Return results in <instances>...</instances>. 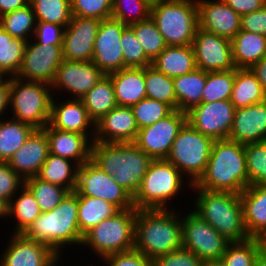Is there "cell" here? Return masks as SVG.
<instances>
[{"instance_id": "ab89813d", "label": "cell", "mask_w": 266, "mask_h": 266, "mask_svg": "<svg viewBox=\"0 0 266 266\" xmlns=\"http://www.w3.org/2000/svg\"><path fill=\"white\" fill-rule=\"evenodd\" d=\"M26 43L23 39L13 38L0 26V70L8 77L18 73Z\"/></svg>"}, {"instance_id": "836d02e7", "label": "cell", "mask_w": 266, "mask_h": 266, "mask_svg": "<svg viewBox=\"0 0 266 266\" xmlns=\"http://www.w3.org/2000/svg\"><path fill=\"white\" fill-rule=\"evenodd\" d=\"M89 118L98 122L111 109L118 106L111 78L104 75L82 98Z\"/></svg>"}, {"instance_id": "681fc988", "label": "cell", "mask_w": 266, "mask_h": 266, "mask_svg": "<svg viewBox=\"0 0 266 266\" xmlns=\"http://www.w3.org/2000/svg\"><path fill=\"white\" fill-rule=\"evenodd\" d=\"M120 45L122 46L124 68H144L152 64L134 31L129 26L122 32Z\"/></svg>"}, {"instance_id": "e0dca14e", "label": "cell", "mask_w": 266, "mask_h": 266, "mask_svg": "<svg viewBox=\"0 0 266 266\" xmlns=\"http://www.w3.org/2000/svg\"><path fill=\"white\" fill-rule=\"evenodd\" d=\"M127 25L121 21L103 19L95 38L92 62L105 74L124 69V58L120 40Z\"/></svg>"}, {"instance_id": "44dd1931", "label": "cell", "mask_w": 266, "mask_h": 266, "mask_svg": "<svg viewBox=\"0 0 266 266\" xmlns=\"http://www.w3.org/2000/svg\"><path fill=\"white\" fill-rule=\"evenodd\" d=\"M138 131L131 107L116 106L95 123L93 142H135Z\"/></svg>"}, {"instance_id": "4fadbf2b", "label": "cell", "mask_w": 266, "mask_h": 266, "mask_svg": "<svg viewBox=\"0 0 266 266\" xmlns=\"http://www.w3.org/2000/svg\"><path fill=\"white\" fill-rule=\"evenodd\" d=\"M62 46L39 44L30 39L26 43L22 63L15 77L51 85L58 67L64 60Z\"/></svg>"}, {"instance_id": "2e32d148", "label": "cell", "mask_w": 266, "mask_h": 266, "mask_svg": "<svg viewBox=\"0 0 266 266\" xmlns=\"http://www.w3.org/2000/svg\"><path fill=\"white\" fill-rule=\"evenodd\" d=\"M196 68L205 72L230 71L235 69L232 59L231 40L197 29L192 42Z\"/></svg>"}, {"instance_id": "7402d4cb", "label": "cell", "mask_w": 266, "mask_h": 266, "mask_svg": "<svg viewBox=\"0 0 266 266\" xmlns=\"http://www.w3.org/2000/svg\"><path fill=\"white\" fill-rule=\"evenodd\" d=\"M199 28L232 39L241 30V16L223 0H196Z\"/></svg>"}, {"instance_id": "d6986e66", "label": "cell", "mask_w": 266, "mask_h": 266, "mask_svg": "<svg viewBox=\"0 0 266 266\" xmlns=\"http://www.w3.org/2000/svg\"><path fill=\"white\" fill-rule=\"evenodd\" d=\"M104 75L92 61L64 59L56 71L51 89H53V95L61 88L69 92L70 99H81Z\"/></svg>"}, {"instance_id": "5b68a950", "label": "cell", "mask_w": 266, "mask_h": 266, "mask_svg": "<svg viewBox=\"0 0 266 266\" xmlns=\"http://www.w3.org/2000/svg\"><path fill=\"white\" fill-rule=\"evenodd\" d=\"M27 238L43 242L58 256L66 245H81L83 235L78 226V195L69 192L51 211L42 212L23 233Z\"/></svg>"}, {"instance_id": "7bdbcfd3", "label": "cell", "mask_w": 266, "mask_h": 266, "mask_svg": "<svg viewBox=\"0 0 266 266\" xmlns=\"http://www.w3.org/2000/svg\"><path fill=\"white\" fill-rule=\"evenodd\" d=\"M25 185L34 194L41 212L51 211L56 208L69 193L67 189L42 181L37 176L26 179Z\"/></svg>"}, {"instance_id": "f907efd6", "label": "cell", "mask_w": 266, "mask_h": 266, "mask_svg": "<svg viewBox=\"0 0 266 266\" xmlns=\"http://www.w3.org/2000/svg\"><path fill=\"white\" fill-rule=\"evenodd\" d=\"M72 16L108 19L112 16V0H70Z\"/></svg>"}, {"instance_id": "74e56055", "label": "cell", "mask_w": 266, "mask_h": 266, "mask_svg": "<svg viewBox=\"0 0 266 266\" xmlns=\"http://www.w3.org/2000/svg\"><path fill=\"white\" fill-rule=\"evenodd\" d=\"M37 20L32 6L6 13L0 17V26L13 38L29 41L34 36Z\"/></svg>"}, {"instance_id": "be15d7a7", "label": "cell", "mask_w": 266, "mask_h": 266, "mask_svg": "<svg viewBox=\"0 0 266 266\" xmlns=\"http://www.w3.org/2000/svg\"><path fill=\"white\" fill-rule=\"evenodd\" d=\"M8 208L9 204L0 198V218H5V216L8 218Z\"/></svg>"}, {"instance_id": "f35d334b", "label": "cell", "mask_w": 266, "mask_h": 266, "mask_svg": "<svg viewBox=\"0 0 266 266\" xmlns=\"http://www.w3.org/2000/svg\"><path fill=\"white\" fill-rule=\"evenodd\" d=\"M265 244L266 241L260 238L229 243L218 263L220 266H254L256 256Z\"/></svg>"}, {"instance_id": "680465c9", "label": "cell", "mask_w": 266, "mask_h": 266, "mask_svg": "<svg viewBox=\"0 0 266 266\" xmlns=\"http://www.w3.org/2000/svg\"><path fill=\"white\" fill-rule=\"evenodd\" d=\"M30 0H0V17L29 5Z\"/></svg>"}, {"instance_id": "83f0119b", "label": "cell", "mask_w": 266, "mask_h": 266, "mask_svg": "<svg viewBox=\"0 0 266 266\" xmlns=\"http://www.w3.org/2000/svg\"><path fill=\"white\" fill-rule=\"evenodd\" d=\"M107 75L113 83L118 106L131 107L146 97L145 67L124 68Z\"/></svg>"}, {"instance_id": "3957f363", "label": "cell", "mask_w": 266, "mask_h": 266, "mask_svg": "<svg viewBox=\"0 0 266 266\" xmlns=\"http://www.w3.org/2000/svg\"><path fill=\"white\" fill-rule=\"evenodd\" d=\"M176 209L137 210L134 249L154 260L182 247V217ZM178 215V216H177Z\"/></svg>"}, {"instance_id": "6da1fadb", "label": "cell", "mask_w": 266, "mask_h": 266, "mask_svg": "<svg viewBox=\"0 0 266 266\" xmlns=\"http://www.w3.org/2000/svg\"><path fill=\"white\" fill-rule=\"evenodd\" d=\"M91 161L133 197L153 159L134 142H93Z\"/></svg>"}, {"instance_id": "30bf717a", "label": "cell", "mask_w": 266, "mask_h": 266, "mask_svg": "<svg viewBox=\"0 0 266 266\" xmlns=\"http://www.w3.org/2000/svg\"><path fill=\"white\" fill-rule=\"evenodd\" d=\"M213 142L212 138L198 132L187 122L172 143L166 160L171 162L184 177L187 176L185 178L189 187L204 174Z\"/></svg>"}, {"instance_id": "e575fe53", "label": "cell", "mask_w": 266, "mask_h": 266, "mask_svg": "<svg viewBox=\"0 0 266 266\" xmlns=\"http://www.w3.org/2000/svg\"><path fill=\"white\" fill-rule=\"evenodd\" d=\"M41 213L34 194L24 185L9 203L8 217L16 219L13 233L23 234Z\"/></svg>"}, {"instance_id": "d4e9b609", "label": "cell", "mask_w": 266, "mask_h": 266, "mask_svg": "<svg viewBox=\"0 0 266 266\" xmlns=\"http://www.w3.org/2000/svg\"><path fill=\"white\" fill-rule=\"evenodd\" d=\"M228 139L244 145L266 141V100L235 109Z\"/></svg>"}, {"instance_id": "bcb514c9", "label": "cell", "mask_w": 266, "mask_h": 266, "mask_svg": "<svg viewBox=\"0 0 266 266\" xmlns=\"http://www.w3.org/2000/svg\"><path fill=\"white\" fill-rule=\"evenodd\" d=\"M153 0H112V18L129 26L150 18Z\"/></svg>"}, {"instance_id": "7a4b0ae2", "label": "cell", "mask_w": 266, "mask_h": 266, "mask_svg": "<svg viewBox=\"0 0 266 266\" xmlns=\"http://www.w3.org/2000/svg\"><path fill=\"white\" fill-rule=\"evenodd\" d=\"M198 188L240 194L248 187L245 145L229 139L214 140Z\"/></svg>"}, {"instance_id": "b9f144b4", "label": "cell", "mask_w": 266, "mask_h": 266, "mask_svg": "<svg viewBox=\"0 0 266 266\" xmlns=\"http://www.w3.org/2000/svg\"><path fill=\"white\" fill-rule=\"evenodd\" d=\"M37 21L67 27L72 18L70 0H30Z\"/></svg>"}, {"instance_id": "277c9868", "label": "cell", "mask_w": 266, "mask_h": 266, "mask_svg": "<svg viewBox=\"0 0 266 266\" xmlns=\"http://www.w3.org/2000/svg\"><path fill=\"white\" fill-rule=\"evenodd\" d=\"M190 188L197 193L193 211L228 242H242L251 238L245 227L240 194L205 190L195 184Z\"/></svg>"}, {"instance_id": "9f6ffc18", "label": "cell", "mask_w": 266, "mask_h": 266, "mask_svg": "<svg viewBox=\"0 0 266 266\" xmlns=\"http://www.w3.org/2000/svg\"><path fill=\"white\" fill-rule=\"evenodd\" d=\"M241 30L266 36V5L241 16Z\"/></svg>"}, {"instance_id": "8992f818", "label": "cell", "mask_w": 266, "mask_h": 266, "mask_svg": "<svg viewBox=\"0 0 266 266\" xmlns=\"http://www.w3.org/2000/svg\"><path fill=\"white\" fill-rule=\"evenodd\" d=\"M150 17L167 46L192 45L199 28L196 0H153Z\"/></svg>"}, {"instance_id": "c3c4849f", "label": "cell", "mask_w": 266, "mask_h": 266, "mask_svg": "<svg viewBox=\"0 0 266 266\" xmlns=\"http://www.w3.org/2000/svg\"><path fill=\"white\" fill-rule=\"evenodd\" d=\"M131 109L139 129L151 126L174 111L168 104L147 97L132 105Z\"/></svg>"}, {"instance_id": "5bb4252c", "label": "cell", "mask_w": 266, "mask_h": 266, "mask_svg": "<svg viewBox=\"0 0 266 266\" xmlns=\"http://www.w3.org/2000/svg\"><path fill=\"white\" fill-rule=\"evenodd\" d=\"M187 123V113L178 109L151 126L139 129L135 144L153 160L166 159L172 143Z\"/></svg>"}, {"instance_id": "ee69618b", "label": "cell", "mask_w": 266, "mask_h": 266, "mask_svg": "<svg viewBox=\"0 0 266 266\" xmlns=\"http://www.w3.org/2000/svg\"><path fill=\"white\" fill-rule=\"evenodd\" d=\"M235 80V69L230 71L207 72V81L202 94V101L230 100Z\"/></svg>"}, {"instance_id": "484cf974", "label": "cell", "mask_w": 266, "mask_h": 266, "mask_svg": "<svg viewBox=\"0 0 266 266\" xmlns=\"http://www.w3.org/2000/svg\"><path fill=\"white\" fill-rule=\"evenodd\" d=\"M43 130L48 136L49 153L76 162L79 166L91 160L92 141L84 134L52 128Z\"/></svg>"}, {"instance_id": "94428289", "label": "cell", "mask_w": 266, "mask_h": 266, "mask_svg": "<svg viewBox=\"0 0 266 266\" xmlns=\"http://www.w3.org/2000/svg\"><path fill=\"white\" fill-rule=\"evenodd\" d=\"M250 69L256 75L262 89L266 92V56L261 58Z\"/></svg>"}, {"instance_id": "9c48e42d", "label": "cell", "mask_w": 266, "mask_h": 266, "mask_svg": "<svg viewBox=\"0 0 266 266\" xmlns=\"http://www.w3.org/2000/svg\"><path fill=\"white\" fill-rule=\"evenodd\" d=\"M136 213V208H129L102 220L83 235L81 246L101 258L134 249Z\"/></svg>"}, {"instance_id": "ac0fdd59", "label": "cell", "mask_w": 266, "mask_h": 266, "mask_svg": "<svg viewBox=\"0 0 266 266\" xmlns=\"http://www.w3.org/2000/svg\"><path fill=\"white\" fill-rule=\"evenodd\" d=\"M0 258V266H57L58 256L43 242L13 233Z\"/></svg>"}, {"instance_id": "7dc6e473", "label": "cell", "mask_w": 266, "mask_h": 266, "mask_svg": "<svg viewBox=\"0 0 266 266\" xmlns=\"http://www.w3.org/2000/svg\"><path fill=\"white\" fill-rule=\"evenodd\" d=\"M248 186L266 185V141L245 144Z\"/></svg>"}, {"instance_id": "ffe728a7", "label": "cell", "mask_w": 266, "mask_h": 266, "mask_svg": "<svg viewBox=\"0 0 266 266\" xmlns=\"http://www.w3.org/2000/svg\"><path fill=\"white\" fill-rule=\"evenodd\" d=\"M101 20L72 16L65 28L63 38V59L71 61H92L95 38Z\"/></svg>"}, {"instance_id": "7c38bea8", "label": "cell", "mask_w": 266, "mask_h": 266, "mask_svg": "<svg viewBox=\"0 0 266 266\" xmlns=\"http://www.w3.org/2000/svg\"><path fill=\"white\" fill-rule=\"evenodd\" d=\"M75 192L78 196L103 199L120 210L135 208L133 197L91 160L79 166Z\"/></svg>"}, {"instance_id": "4316f807", "label": "cell", "mask_w": 266, "mask_h": 266, "mask_svg": "<svg viewBox=\"0 0 266 266\" xmlns=\"http://www.w3.org/2000/svg\"><path fill=\"white\" fill-rule=\"evenodd\" d=\"M244 223L251 238L266 240V185H250L240 193Z\"/></svg>"}, {"instance_id": "603a6c76", "label": "cell", "mask_w": 266, "mask_h": 266, "mask_svg": "<svg viewBox=\"0 0 266 266\" xmlns=\"http://www.w3.org/2000/svg\"><path fill=\"white\" fill-rule=\"evenodd\" d=\"M48 153L47 133L43 129H35L7 163L25 181L38 176Z\"/></svg>"}, {"instance_id": "8d00e7d4", "label": "cell", "mask_w": 266, "mask_h": 266, "mask_svg": "<svg viewBox=\"0 0 266 266\" xmlns=\"http://www.w3.org/2000/svg\"><path fill=\"white\" fill-rule=\"evenodd\" d=\"M34 130L31 125L11 117L0 119V162H8Z\"/></svg>"}, {"instance_id": "60d3db41", "label": "cell", "mask_w": 266, "mask_h": 266, "mask_svg": "<svg viewBox=\"0 0 266 266\" xmlns=\"http://www.w3.org/2000/svg\"><path fill=\"white\" fill-rule=\"evenodd\" d=\"M146 97L168 104L176 110L173 78L157 71L152 65L145 67Z\"/></svg>"}, {"instance_id": "f546056e", "label": "cell", "mask_w": 266, "mask_h": 266, "mask_svg": "<svg viewBox=\"0 0 266 266\" xmlns=\"http://www.w3.org/2000/svg\"><path fill=\"white\" fill-rule=\"evenodd\" d=\"M207 81V72L199 68L173 78L176 110L187 113L202 101V94Z\"/></svg>"}, {"instance_id": "4dcf8cb0", "label": "cell", "mask_w": 266, "mask_h": 266, "mask_svg": "<svg viewBox=\"0 0 266 266\" xmlns=\"http://www.w3.org/2000/svg\"><path fill=\"white\" fill-rule=\"evenodd\" d=\"M232 59L236 68H251L266 56V36L240 30L232 39Z\"/></svg>"}, {"instance_id": "d590c367", "label": "cell", "mask_w": 266, "mask_h": 266, "mask_svg": "<svg viewBox=\"0 0 266 266\" xmlns=\"http://www.w3.org/2000/svg\"><path fill=\"white\" fill-rule=\"evenodd\" d=\"M120 209L108 201L90 196H78V226L84 235L102 220L116 215Z\"/></svg>"}, {"instance_id": "6f0895ef", "label": "cell", "mask_w": 266, "mask_h": 266, "mask_svg": "<svg viewBox=\"0 0 266 266\" xmlns=\"http://www.w3.org/2000/svg\"><path fill=\"white\" fill-rule=\"evenodd\" d=\"M240 16L255 12L266 5V0H223Z\"/></svg>"}, {"instance_id": "003e7915", "label": "cell", "mask_w": 266, "mask_h": 266, "mask_svg": "<svg viewBox=\"0 0 266 266\" xmlns=\"http://www.w3.org/2000/svg\"><path fill=\"white\" fill-rule=\"evenodd\" d=\"M101 260H102V261H104V263H103V264H106V265L108 264L107 266H110V264H109V263H107V262L105 263V260H104L103 258H102Z\"/></svg>"}, {"instance_id": "8fae6325", "label": "cell", "mask_w": 266, "mask_h": 266, "mask_svg": "<svg viewBox=\"0 0 266 266\" xmlns=\"http://www.w3.org/2000/svg\"><path fill=\"white\" fill-rule=\"evenodd\" d=\"M229 243L193 210L182 217V247L203 263L218 262Z\"/></svg>"}, {"instance_id": "11a10c76", "label": "cell", "mask_w": 266, "mask_h": 266, "mask_svg": "<svg viewBox=\"0 0 266 266\" xmlns=\"http://www.w3.org/2000/svg\"><path fill=\"white\" fill-rule=\"evenodd\" d=\"M110 266H154L152 259L147 258L135 249L113 253L103 258Z\"/></svg>"}, {"instance_id": "6125c7cd", "label": "cell", "mask_w": 266, "mask_h": 266, "mask_svg": "<svg viewBox=\"0 0 266 266\" xmlns=\"http://www.w3.org/2000/svg\"><path fill=\"white\" fill-rule=\"evenodd\" d=\"M254 266H266V246L257 254Z\"/></svg>"}, {"instance_id": "cb8c5ba5", "label": "cell", "mask_w": 266, "mask_h": 266, "mask_svg": "<svg viewBox=\"0 0 266 266\" xmlns=\"http://www.w3.org/2000/svg\"><path fill=\"white\" fill-rule=\"evenodd\" d=\"M55 98L53 97L52 100L49 125L55 129L84 134L93 142L95 123L89 118L82 100L67 98L61 103ZM89 128L91 135H89Z\"/></svg>"}, {"instance_id": "d6a6232c", "label": "cell", "mask_w": 266, "mask_h": 266, "mask_svg": "<svg viewBox=\"0 0 266 266\" xmlns=\"http://www.w3.org/2000/svg\"><path fill=\"white\" fill-rule=\"evenodd\" d=\"M265 100L266 92L251 69L235 68V80L230 97L235 109L248 107Z\"/></svg>"}, {"instance_id": "f6af8a7d", "label": "cell", "mask_w": 266, "mask_h": 266, "mask_svg": "<svg viewBox=\"0 0 266 266\" xmlns=\"http://www.w3.org/2000/svg\"><path fill=\"white\" fill-rule=\"evenodd\" d=\"M144 48L146 56L153 61L166 47L163 36L151 17L129 25Z\"/></svg>"}, {"instance_id": "f1b7e54d", "label": "cell", "mask_w": 266, "mask_h": 266, "mask_svg": "<svg viewBox=\"0 0 266 266\" xmlns=\"http://www.w3.org/2000/svg\"><path fill=\"white\" fill-rule=\"evenodd\" d=\"M151 65L170 78L187 74L196 69L192 45L167 46Z\"/></svg>"}, {"instance_id": "db71d44e", "label": "cell", "mask_w": 266, "mask_h": 266, "mask_svg": "<svg viewBox=\"0 0 266 266\" xmlns=\"http://www.w3.org/2000/svg\"><path fill=\"white\" fill-rule=\"evenodd\" d=\"M65 28L55 23L37 21L34 40L44 45H63Z\"/></svg>"}, {"instance_id": "f5cc1de1", "label": "cell", "mask_w": 266, "mask_h": 266, "mask_svg": "<svg viewBox=\"0 0 266 266\" xmlns=\"http://www.w3.org/2000/svg\"><path fill=\"white\" fill-rule=\"evenodd\" d=\"M154 266H202L203 262L191 251L181 247L154 260Z\"/></svg>"}, {"instance_id": "816d5d0a", "label": "cell", "mask_w": 266, "mask_h": 266, "mask_svg": "<svg viewBox=\"0 0 266 266\" xmlns=\"http://www.w3.org/2000/svg\"><path fill=\"white\" fill-rule=\"evenodd\" d=\"M24 185L25 181L7 162H0V198L9 204Z\"/></svg>"}, {"instance_id": "03108f58", "label": "cell", "mask_w": 266, "mask_h": 266, "mask_svg": "<svg viewBox=\"0 0 266 266\" xmlns=\"http://www.w3.org/2000/svg\"><path fill=\"white\" fill-rule=\"evenodd\" d=\"M202 266H220L218 262L203 263Z\"/></svg>"}, {"instance_id": "9a60e30c", "label": "cell", "mask_w": 266, "mask_h": 266, "mask_svg": "<svg viewBox=\"0 0 266 266\" xmlns=\"http://www.w3.org/2000/svg\"><path fill=\"white\" fill-rule=\"evenodd\" d=\"M234 112L235 107L230 100L201 102L187 112V122L198 132L213 140L228 139Z\"/></svg>"}, {"instance_id": "1f68e13d", "label": "cell", "mask_w": 266, "mask_h": 266, "mask_svg": "<svg viewBox=\"0 0 266 266\" xmlns=\"http://www.w3.org/2000/svg\"><path fill=\"white\" fill-rule=\"evenodd\" d=\"M78 169L76 162L48 153L37 177L73 192L77 185Z\"/></svg>"}, {"instance_id": "91938a15", "label": "cell", "mask_w": 266, "mask_h": 266, "mask_svg": "<svg viewBox=\"0 0 266 266\" xmlns=\"http://www.w3.org/2000/svg\"><path fill=\"white\" fill-rule=\"evenodd\" d=\"M10 107V77L8 80L0 87V119L4 114L6 115V109Z\"/></svg>"}, {"instance_id": "e7e4bbea", "label": "cell", "mask_w": 266, "mask_h": 266, "mask_svg": "<svg viewBox=\"0 0 266 266\" xmlns=\"http://www.w3.org/2000/svg\"><path fill=\"white\" fill-rule=\"evenodd\" d=\"M8 78L9 77L3 71L0 70V87L8 80Z\"/></svg>"}, {"instance_id": "ba28073f", "label": "cell", "mask_w": 266, "mask_h": 266, "mask_svg": "<svg viewBox=\"0 0 266 266\" xmlns=\"http://www.w3.org/2000/svg\"><path fill=\"white\" fill-rule=\"evenodd\" d=\"M51 85L43 82L10 77V112L15 120L43 129L49 124L53 92Z\"/></svg>"}, {"instance_id": "52a82bcc", "label": "cell", "mask_w": 266, "mask_h": 266, "mask_svg": "<svg viewBox=\"0 0 266 266\" xmlns=\"http://www.w3.org/2000/svg\"><path fill=\"white\" fill-rule=\"evenodd\" d=\"M184 180L171 162L166 159L153 160L133 196L134 207L137 210L169 209L166 208L168 204L185 186Z\"/></svg>"}]
</instances>
